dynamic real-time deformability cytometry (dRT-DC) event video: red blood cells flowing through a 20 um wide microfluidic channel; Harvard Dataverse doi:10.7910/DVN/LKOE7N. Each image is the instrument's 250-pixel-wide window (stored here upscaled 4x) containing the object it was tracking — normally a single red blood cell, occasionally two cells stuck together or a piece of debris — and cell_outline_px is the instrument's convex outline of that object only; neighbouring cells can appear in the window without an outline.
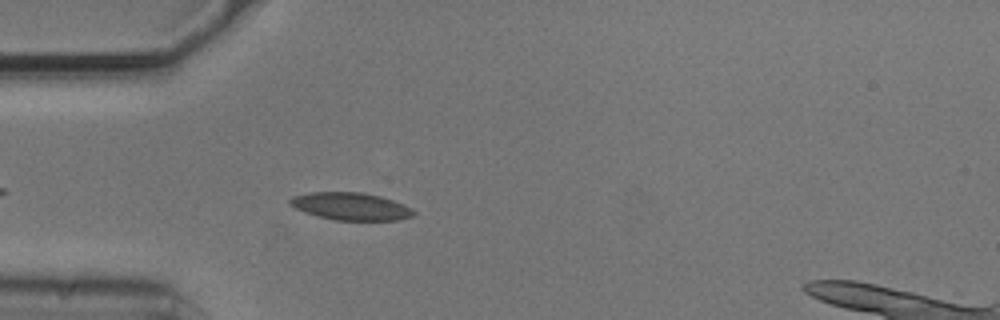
{"species": "common noctule bat (a hibernating species)", "species_latin": "Nyctalus noctula", "temperature_condition": "cold", "stored_images_in_passage": 38, "camera_frame_rate_fps": 3000, "um_per_image_px": 0.085, "animal": {"sex": "male", "body_mass_g": 20.5, "forearm_length_mm": 52.5}, "frame": {"image": 1, "passage_image": 5, "time_ms": 1.333, "image_size_px": [1000, 320], "cell_outline_px": [[416, 212], [412, 216], [396, 220], [336, 220], [316, 216], [304, 212], [288, 204], [288, 200], [292, 196], [312, 192], [364, 192], [380, 196], [404, 204], [412, 208]], "centroid_in_image_um": [29.8, 17.53], "position_along_channel_um": 55.2, "area_um2": 19.88}}
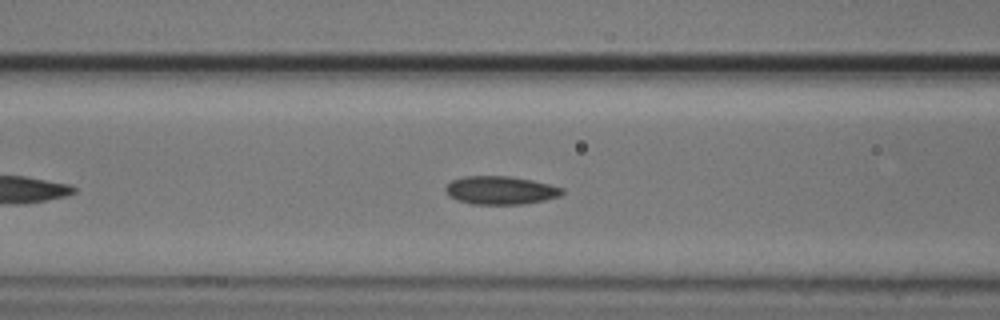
{"frame": {"image": 2, "passage_image": 11, "time_ms": 3.333, "image_size_px": [1000, 320], "cell_outline_px": [[564, 192], [560, 196], [544, 200], [524, 204], [472, 204], [456, 200], [448, 196], [444, 188], [452, 180], [464, 176], [512, 176], [532, 180], [564, 188]], "centroid_in_image_um": [42.53, 16.17], "position_along_channel_um": 124.1, "area_um2": 19.31}}
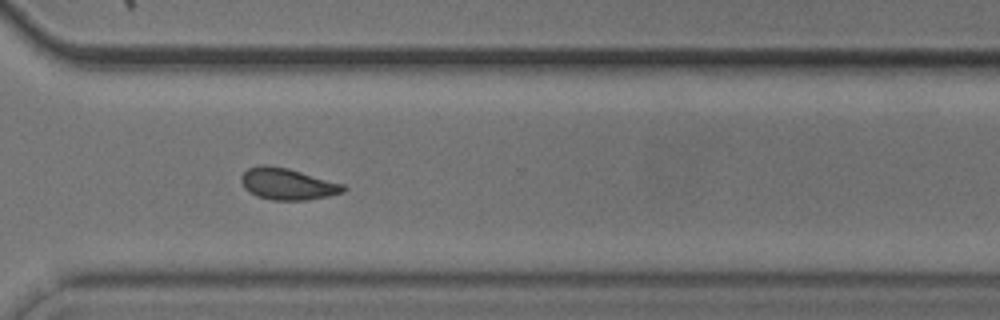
{"frame": {"image": 3, "passage_image": 29, "time_ms": 9.333, "image_size_px": [1000, 320], "cell_outline_px": [[348, 188], [344, 192], [328, 196], [308, 200], [272, 200], [256, 196], [248, 192], [244, 188], [240, 180], [240, 176], [248, 168], [260, 164], [268, 164], [288, 168], [344, 184]], "centroid_in_image_um": [24.42, 15.63], "position_along_channel_um": 346.2, "area_um2": 19.07}, "authors_computed_cell_mechanics": {"area_um2": 18.785, "velocity_mm_per_s": 3.7143, "shape_relaxation_time_tau1_ms": 2.7113, "shape_relaxation_time_tau2_ms": 3.31, "deformation_change_tau1": 0.1032, "deformation_change_tau2": 0.0857}}